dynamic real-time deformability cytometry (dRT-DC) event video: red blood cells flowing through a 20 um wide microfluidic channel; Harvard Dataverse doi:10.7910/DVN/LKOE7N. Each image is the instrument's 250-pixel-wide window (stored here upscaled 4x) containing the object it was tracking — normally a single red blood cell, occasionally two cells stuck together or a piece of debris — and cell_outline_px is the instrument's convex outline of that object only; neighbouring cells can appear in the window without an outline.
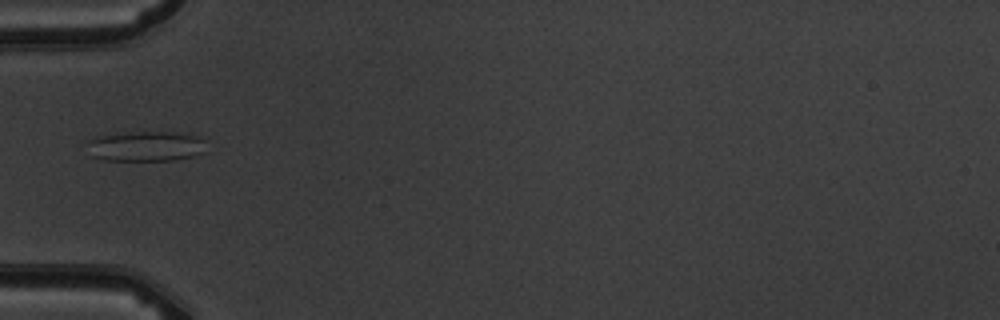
{"species": "common noctule bat (a hibernating species)", "species_latin": "Nyctalus noctula", "temperature_condition": "warm", "stored_images_in_passage": 4, "camera_frame_rate_fps": 3000, "um_per_image_px": 0.085, "animal": {"sex": "male", "body_mass_g": 19.5, "forearm_length_mm": 54.6}, "frame": {"image": 1, "passage_image": 4, "time_ms": 3.667, "image_size_px": [1000, 320], "cell_outline_px": [[204, 152], [196, 156], [172, 160], [104, 160], [92, 156], [84, 144], [88, 140], [96, 136], [136, 132], [172, 132], [200, 136], [204, 140]], "centroid_in_image_um": [12.37, 12.43], "position_along_channel_um": 72.6, "area_um2": 21.04}}